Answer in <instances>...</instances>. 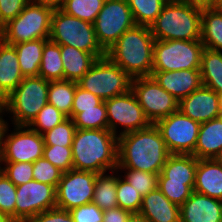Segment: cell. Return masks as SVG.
Segmentation results:
<instances>
[{
	"label": "cell",
	"mask_w": 222,
	"mask_h": 222,
	"mask_svg": "<svg viewBox=\"0 0 222 222\" xmlns=\"http://www.w3.org/2000/svg\"><path fill=\"white\" fill-rule=\"evenodd\" d=\"M105 0H63L58 8L64 13L94 23Z\"/></svg>",
	"instance_id": "32"
},
{
	"label": "cell",
	"mask_w": 222,
	"mask_h": 222,
	"mask_svg": "<svg viewBox=\"0 0 222 222\" xmlns=\"http://www.w3.org/2000/svg\"><path fill=\"white\" fill-rule=\"evenodd\" d=\"M178 110L199 123L220 117V95L201 86L179 101Z\"/></svg>",
	"instance_id": "17"
},
{
	"label": "cell",
	"mask_w": 222,
	"mask_h": 222,
	"mask_svg": "<svg viewBox=\"0 0 222 222\" xmlns=\"http://www.w3.org/2000/svg\"><path fill=\"white\" fill-rule=\"evenodd\" d=\"M168 1H181V2H189L190 3V0H168Z\"/></svg>",
	"instance_id": "57"
},
{
	"label": "cell",
	"mask_w": 222,
	"mask_h": 222,
	"mask_svg": "<svg viewBox=\"0 0 222 222\" xmlns=\"http://www.w3.org/2000/svg\"><path fill=\"white\" fill-rule=\"evenodd\" d=\"M77 82L69 80L49 81L48 104L71 118Z\"/></svg>",
	"instance_id": "29"
},
{
	"label": "cell",
	"mask_w": 222,
	"mask_h": 222,
	"mask_svg": "<svg viewBox=\"0 0 222 222\" xmlns=\"http://www.w3.org/2000/svg\"><path fill=\"white\" fill-rule=\"evenodd\" d=\"M221 150L222 117L201 123L192 155L197 159H215Z\"/></svg>",
	"instance_id": "23"
},
{
	"label": "cell",
	"mask_w": 222,
	"mask_h": 222,
	"mask_svg": "<svg viewBox=\"0 0 222 222\" xmlns=\"http://www.w3.org/2000/svg\"><path fill=\"white\" fill-rule=\"evenodd\" d=\"M216 0H190V4L200 8L214 7Z\"/></svg>",
	"instance_id": "49"
},
{
	"label": "cell",
	"mask_w": 222,
	"mask_h": 222,
	"mask_svg": "<svg viewBox=\"0 0 222 222\" xmlns=\"http://www.w3.org/2000/svg\"><path fill=\"white\" fill-rule=\"evenodd\" d=\"M155 125L171 154H192L201 123L183 115L179 110L158 120Z\"/></svg>",
	"instance_id": "14"
},
{
	"label": "cell",
	"mask_w": 222,
	"mask_h": 222,
	"mask_svg": "<svg viewBox=\"0 0 222 222\" xmlns=\"http://www.w3.org/2000/svg\"><path fill=\"white\" fill-rule=\"evenodd\" d=\"M24 79L13 45L0 38V102H2Z\"/></svg>",
	"instance_id": "20"
},
{
	"label": "cell",
	"mask_w": 222,
	"mask_h": 222,
	"mask_svg": "<svg viewBox=\"0 0 222 222\" xmlns=\"http://www.w3.org/2000/svg\"><path fill=\"white\" fill-rule=\"evenodd\" d=\"M63 172L52 165L44 157L33 163V180L46 183L57 188Z\"/></svg>",
	"instance_id": "40"
},
{
	"label": "cell",
	"mask_w": 222,
	"mask_h": 222,
	"mask_svg": "<svg viewBox=\"0 0 222 222\" xmlns=\"http://www.w3.org/2000/svg\"><path fill=\"white\" fill-rule=\"evenodd\" d=\"M107 109L108 129L116 136L147 128L151 123L132 90L104 101ZM124 126L117 134V126Z\"/></svg>",
	"instance_id": "13"
},
{
	"label": "cell",
	"mask_w": 222,
	"mask_h": 222,
	"mask_svg": "<svg viewBox=\"0 0 222 222\" xmlns=\"http://www.w3.org/2000/svg\"><path fill=\"white\" fill-rule=\"evenodd\" d=\"M55 6L31 0L22 12L0 30V38L9 45L49 39Z\"/></svg>",
	"instance_id": "5"
},
{
	"label": "cell",
	"mask_w": 222,
	"mask_h": 222,
	"mask_svg": "<svg viewBox=\"0 0 222 222\" xmlns=\"http://www.w3.org/2000/svg\"><path fill=\"white\" fill-rule=\"evenodd\" d=\"M220 117H222V94L220 95Z\"/></svg>",
	"instance_id": "56"
},
{
	"label": "cell",
	"mask_w": 222,
	"mask_h": 222,
	"mask_svg": "<svg viewBox=\"0 0 222 222\" xmlns=\"http://www.w3.org/2000/svg\"><path fill=\"white\" fill-rule=\"evenodd\" d=\"M102 101L98 96L76 85L71 118L81 113V109L95 108Z\"/></svg>",
	"instance_id": "45"
},
{
	"label": "cell",
	"mask_w": 222,
	"mask_h": 222,
	"mask_svg": "<svg viewBox=\"0 0 222 222\" xmlns=\"http://www.w3.org/2000/svg\"><path fill=\"white\" fill-rule=\"evenodd\" d=\"M16 185L0 171V212L15 220Z\"/></svg>",
	"instance_id": "42"
},
{
	"label": "cell",
	"mask_w": 222,
	"mask_h": 222,
	"mask_svg": "<svg viewBox=\"0 0 222 222\" xmlns=\"http://www.w3.org/2000/svg\"><path fill=\"white\" fill-rule=\"evenodd\" d=\"M49 40L89 52L97 59L106 55L98 43L93 23L70 16L58 7L52 14Z\"/></svg>",
	"instance_id": "7"
},
{
	"label": "cell",
	"mask_w": 222,
	"mask_h": 222,
	"mask_svg": "<svg viewBox=\"0 0 222 222\" xmlns=\"http://www.w3.org/2000/svg\"><path fill=\"white\" fill-rule=\"evenodd\" d=\"M76 126L72 118H67L53 129L43 133L45 146L72 147Z\"/></svg>",
	"instance_id": "35"
},
{
	"label": "cell",
	"mask_w": 222,
	"mask_h": 222,
	"mask_svg": "<svg viewBox=\"0 0 222 222\" xmlns=\"http://www.w3.org/2000/svg\"><path fill=\"white\" fill-rule=\"evenodd\" d=\"M201 42L204 48L222 51V11L214 7L202 8Z\"/></svg>",
	"instance_id": "26"
},
{
	"label": "cell",
	"mask_w": 222,
	"mask_h": 222,
	"mask_svg": "<svg viewBox=\"0 0 222 222\" xmlns=\"http://www.w3.org/2000/svg\"><path fill=\"white\" fill-rule=\"evenodd\" d=\"M201 13L189 2L168 1L149 27L155 40H201Z\"/></svg>",
	"instance_id": "4"
},
{
	"label": "cell",
	"mask_w": 222,
	"mask_h": 222,
	"mask_svg": "<svg viewBox=\"0 0 222 222\" xmlns=\"http://www.w3.org/2000/svg\"><path fill=\"white\" fill-rule=\"evenodd\" d=\"M97 174L92 203L101 210H107L118 206L116 189L119 176Z\"/></svg>",
	"instance_id": "31"
},
{
	"label": "cell",
	"mask_w": 222,
	"mask_h": 222,
	"mask_svg": "<svg viewBox=\"0 0 222 222\" xmlns=\"http://www.w3.org/2000/svg\"><path fill=\"white\" fill-rule=\"evenodd\" d=\"M93 25L98 43L107 51L136 23L126 0H105Z\"/></svg>",
	"instance_id": "11"
},
{
	"label": "cell",
	"mask_w": 222,
	"mask_h": 222,
	"mask_svg": "<svg viewBox=\"0 0 222 222\" xmlns=\"http://www.w3.org/2000/svg\"><path fill=\"white\" fill-rule=\"evenodd\" d=\"M33 1L39 2V3L50 4L55 7H58L62 3L63 0H33Z\"/></svg>",
	"instance_id": "52"
},
{
	"label": "cell",
	"mask_w": 222,
	"mask_h": 222,
	"mask_svg": "<svg viewBox=\"0 0 222 222\" xmlns=\"http://www.w3.org/2000/svg\"><path fill=\"white\" fill-rule=\"evenodd\" d=\"M200 73L203 86L222 94V52L204 48Z\"/></svg>",
	"instance_id": "28"
},
{
	"label": "cell",
	"mask_w": 222,
	"mask_h": 222,
	"mask_svg": "<svg viewBox=\"0 0 222 222\" xmlns=\"http://www.w3.org/2000/svg\"><path fill=\"white\" fill-rule=\"evenodd\" d=\"M128 170L123 176L130 185L137 190L142 197L156 190L158 188V175L154 173H148L135 169H125Z\"/></svg>",
	"instance_id": "39"
},
{
	"label": "cell",
	"mask_w": 222,
	"mask_h": 222,
	"mask_svg": "<svg viewBox=\"0 0 222 222\" xmlns=\"http://www.w3.org/2000/svg\"><path fill=\"white\" fill-rule=\"evenodd\" d=\"M4 166L0 167V171L16 186L33 180V163H4Z\"/></svg>",
	"instance_id": "43"
},
{
	"label": "cell",
	"mask_w": 222,
	"mask_h": 222,
	"mask_svg": "<svg viewBox=\"0 0 222 222\" xmlns=\"http://www.w3.org/2000/svg\"><path fill=\"white\" fill-rule=\"evenodd\" d=\"M116 197L118 206L130 212H139L142 204V195L125 179L117 182Z\"/></svg>",
	"instance_id": "38"
},
{
	"label": "cell",
	"mask_w": 222,
	"mask_h": 222,
	"mask_svg": "<svg viewBox=\"0 0 222 222\" xmlns=\"http://www.w3.org/2000/svg\"><path fill=\"white\" fill-rule=\"evenodd\" d=\"M60 45L48 40L43 48L38 76L48 81L64 80Z\"/></svg>",
	"instance_id": "30"
},
{
	"label": "cell",
	"mask_w": 222,
	"mask_h": 222,
	"mask_svg": "<svg viewBox=\"0 0 222 222\" xmlns=\"http://www.w3.org/2000/svg\"><path fill=\"white\" fill-rule=\"evenodd\" d=\"M68 117L51 104H46L28 127L40 134L53 129Z\"/></svg>",
	"instance_id": "36"
},
{
	"label": "cell",
	"mask_w": 222,
	"mask_h": 222,
	"mask_svg": "<svg viewBox=\"0 0 222 222\" xmlns=\"http://www.w3.org/2000/svg\"><path fill=\"white\" fill-rule=\"evenodd\" d=\"M180 222H222V201L193 191L180 206Z\"/></svg>",
	"instance_id": "19"
},
{
	"label": "cell",
	"mask_w": 222,
	"mask_h": 222,
	"mask_svg": "<svg viewBox=\"0 0 222 222\" xmlns=\"http://www.w3.org/2000/svg\"><path fill=\"white\" fill-rule=\"evenodd\" d=\"M136 25L150 26L168 0H126Z\"/></svg>",
	"instance_id": "33"
},
{
	"label": "cell",
	"mask_w": 222,
	"mask_h": 222,
	"mask_svg": "<svg viewBox=\"0 0 222 222\" xmlns=\"http://www.w3.org/2000/svg\"><path fill=\"white\" fill-rule=\"evenodd\" d=\"M194 185L195 182H168V179H158L159 190L179 207L191 196Z\"/></svg>",
	"instance_id": "37"
},
{
	"label": "cell",
	"mask_w": 222,
	"mask_h": 222,
	"mask_svg": "<svg viewBox=\"0 0 222 222\" xmlns=\"http://www.w3.org/2000/svg\"><path fill=\"white\" fill-rule=\"evenodd\" d=\"M132 78L106 55L98 58L77 85L103 101L131 90Z\"/></svg>",
	"instance_id": "8"
},
{
	"label": "cell",
	"mask_w": 222,
	"mask_h": 222,
	"mask_svg": "<svg viewBox=\"0 0 222 222\" xmlns=\"http://www.w3.org/2000/svg\"><path fill=\"white\" fill-rule=\"evenodd\" d=\"M48 90V80L40 76L24 77L2 101L4 111L13 115V124L28 126L48 103Z\"/></svg>",
	"instance_id": "6"
},
{
	"label": "cell",
	"mask_w": 222,
	"mask_h": 222,
	"mask_svg": "<svg viewBox=\"0 0 222 222\" xmlns=\"http://www.w3.org/2000/svg\"><path fill=\"white\" fill-rule=\"evenodd\" d=\"M24 222H74V220L69 211L53 208L27 218Z\"/></svg>",
	"instance_id": "47"
},
{
	"label": "cell",
	"mask_w": 222,
	"mask_h": 222,
	"mask_svg": "<svg viewBox=\"0 0 222 222\" xmlns=\"http://www.w3.org/2000/svg\"><path fill=\"white\" fill-rule=\"evenodd\" d=\"M216 162H218L222 167V150L219 152V154L214 159Z\"/></svg>",
	"instance_id": "55"
},
{
	"label": "cell",
	"mask_w": 222,
	"mask_h": 222,
	"mask_svg": "<svg viewBox=\"0 0 222 222\" xmlns=\"http://www.w3.org/2000/svg\"><path fill=\"white\" fill-rule=\"evenodd\" d=\"M53 208H56L55 186L36 180L16 186V222H24L27 218Z\"/></svg>",
	"instance_id": "16"
},
{
	"label": "cell",
	"mask_w": 222,
	"mask_h": 222,
	"mask_svg": "<svg viewBox=\"0 0 222 222\" xmlns=\"http://www.w3.org/2000/svg\"><path fill=\"white\" fill-rule=\"evenodd\" d=\"M31 0H0V29L15 19Z\"/></svg>",
	"instance_id": "46"
},
{
	"label": "cell",
	"mask_w": 222,
	"mask_h": 222,
	"mask_svg": "<svg viewBox=\"0 0 222 222\" xmlns=\"http://www.w3.org/2000/svg\"><path fill=\"white\" fill-rule=\"evenodd\" d=\"M2 113L4 114L5 112H4V107H3L2 102H0V152H1L2 134L7 124V122L4 121L2 118Z\"/></svg>",
	"instance_id": "51"
},
{
	"label": "cell",
	"mask_w": 222,
	"mask_h": 222,
	"mask_svg": "<svg viewBox=\"0 0 222 222\" xmlns=\"http://www.w3.org/2000/svg\"><path fill=\"white\" fill-rule=\"evenodd\" d=\"M72 156L73 169L114 173L118 165V137L109 129H76Z\"/></svg>",
	"instance_id": "2"
},
{
	"label": "cell",
	"mask_w": 222,
	"mask_h": 222,
	"mask_svg": "<svg viewBox=\"0 0 222 222\" xmlns=\"http://www.w3.org/2000/svg\"><path fill=\"white\" fill-rule=\"evenodd\" d=\"M155 39L150 27L135 25L106 51V56L132 79L151 76Z\"/></svg>",
	"instance_id": "3"
},
{
	"label": "cell",
	"mask_w": 222,
	"mask_h": 222,
	"mask_svg": "<svg viewBox=\"0 0 222 222\" xmlns=\"http://www.w3.org/2000/svg\"><path fill=\"white\" fill-rule=\"evenodd\" d=\"M97 173L71 169L63 172L56 188V208L71 210L92 202Z\"/></svg>",
	"instance_id": "15"
},
{
	"label": "cell",
	"mask_w": 222,
	"mask_h": 222,
	"mask_svg": "<svg viewBox=\"0 0 222 222\" xmlns=\"http://www.w3.org/2000/svg\"><path fill=\"white\" fill-rule=\"evenodd\" d=\"M193 191L222 201V167L214 159H198Z\"/></svg>",
	"instance_id": "22"
},
{
	"label": "cell",
	"mask_w": 222,
	"mask_h": 222,
	"mask_svg": "<svg viewBox=\"0 0 222 222\" xmlns=\"http://www.w3.org/2000/svg\"><path fill=\"white\" fill-rule=\"evenodd\" d=\"M131 90L151 124L178 111L179 101L152 76L133 78Z\"/></svg>",
	"instance_id": "12"
},
{
	"label": "cell",
	"mask_w": 222,
	"mask_h": 222,
	"mask_svg": "<svg viewBox=\"0 0 222 222\" xmlns=\"http://www.w3.org/2000/svg\"><path fill=\"white\" fill-rule=\"evenodd\" d=\"M6 124L1 143L0 163L28 162L34 163L43 157V135L30 129L28 126L14 125V132L7 134ZM5 138V139H4Z\"/></svg>",
	"instance_id": "10"
},
{
	"label": "cell",
	"mask_w": 222,
	"mask_h": 222,
	"mask_svg": "<svg viewBox=\"0 0 222 222\" xmlns=\"http://www.w3.org/2000/svg\"><path fill=\"white\" fill-rule=\"evenodd\" d=\"M132 212L117 206L103 211V222H127Z\"/></svg>",
	"instance_id": "48"
},
{
	"label": "cell",
	"mask_w": 222,
	"mask_h": 222,
	"mask_svg": "<svg viewBox=\"0 0 222 222\" xmlns=\"http://www.w3.org/2000/svg\"><path fill=\"white\" fill-rule=\"evenodd\" d=\"M49 39H37L13 45L17 51L18 62L24 77L38 76L42 52Z\"/></svg>",
	"instance_id": "27"
},
{
	"label": "cell",
	"mask_w": 222,
	"mask_h": 222,
	"mask_svg": "<svg viewBox=\"0 0 222 222\" xmlns=\"http://www.w3.org/2000/svg\"><path fill=\"white\" fill-rule=\"evenodd\" d=\"M139 212L149 222H180V207L157 188L142 198Z\"/></svg>",
	"instance_id": "21"
},
{
	"label": "cell",
	"mask_w": 222,
	"mask_h": 222,
	"mask_svg": "<svg viewBox=\"0 0 222 222\" xmlns=\"http://www.w3.org/2000/svg\"><path fill=\"white\" fill-rule=\"evenodd\" d=\"M170 155L155 124L118 136V171L135 169L160 174Z\"/></svg>",
	"instance_id": "1"
},
{
	"label": "cell",
	"mask_w": 222,
	"mask_h": 222,
	"mask_svg": "<svg viewBox=\"0 0 222 222\" xmlns=\"http://www.w3.org/2000/svg\"><path fill=\"white\" fill-rule=\"evenodd\" d=\"M214 8L217 9V10L222 11V0H216Z\"/></svg>",
	"instance_id": "54"
},
{
	"label": "cell",
	"mask_w": 222,
	"mask_h": 222,
	"mask_svg": "<svg viewBox=\"0 0 222 222\" xmlns=\"http://www.w3.org/2000/svg\"><path fill=\"white\" fill-rule=\"evenodd\" d=\"M0 222H16L11 216L0 212Z\"/></svg>",
	"instance_id": "53"
},
{
	"label": "cell",
	"mask_w": 222,
	"mask_h": 222,
	"mask_svg": "<svg viewBox=\"0 0 222 222\" xmlns=\"http://www.w3.org/2000/svg\"><path fill=\"white\" fill-rule=\"evenodd\" d=\"M201 40H155L152 71L200 69Z\"/></svg>",
	"instance_id": "9"
},
{
	"label": "cell",
	"mask_w": 222,
	"mask_h": 222,
	"mask_svg": "<svg viewBox=\"0 0 222 222\" xmlns=\"http://www.w3.org/2000/svg\"><path fill=\"white\" fill-rule=\"evenodd\" d=\"M72 120L76 129H108L105 102L95 108L81 109V113H77Z\"/></svg>",
	"instance_id": "34"
},
{
	"label": "cell",
	"mask_w": 222,
	"mask_h": 222,
	"mask_svg": "<svg viewBox=\"0 0 222 222\" xmlns=\"http://www.w3.org/2000/svg\"><path fill=\"white\" fill-rule=\"evenodd\" d=\"M43 157L62 172L73 169L72 147L44 146Z\"/></svg>",
	"instance_id": "41"
},
{
	"label": "cell",
	"mask_w": 222,
	"mask_h": 222,
	"mask_svg": "<svg viewBox=\"0 0 222 222\" xmlns=\"http://www.w3.org/2000/svg\"><path fill=\"white\" fill-rule=\"evenodd\" d=\"M127 222H149L140 212H133L130 214Z\"/></svg>",
	"instance_id": "50"
},
{
	"label": "cell",
	"mask_w": 222,
	"mask_h": 222,
	"mask_svg": "<svg viewBox=\"0 0 222 222\" xmlns=\"http://www.w3.org/2000/svg\"><path fill=\"white\" fill-rule=\"evenodd\" d=\"M198 159L192 154H171L158 179L168 182H195Z\"/></svg>",
	"instance_id": "25"
},
{
	"label": "cell",
	"mask_w": 222,
	"mask_h": 222,
	"mask_svg": "<svg viewBox=\"0 0 222 222\" xmlns=\"http://www.w3.org/2000/svg\"><path fill=\"white\" fill-rule=\"evenodd\" d=\"M151 76L178 101L187 97L203 85L200 69L152 71Z\"/></svg>",
	"instance_id": "18"
},
{
	"label": "cell",
	"mask_w": 222,
	"mask_h": 222,
	"mask_svg": "<svg viewBox=\"0 0 222 222\" xmlns=\"http://www.w3.org/2000/svg\"><path fill=\"white\" fill-rule=\"evenodd\" d=\"M69 213L74 222H103V210L92 202L72 208Z\"/></svg>",
	"instance_id": "44"
},
{
	"label": "cell",
	"mask_w": 222,
	"mask_h": 222,
	"mask_svg": "<svg viewBox=\"0 0 222 222\" xmlns=\"http://www.w3.org/2000/svg\"><path fill=\"white\" fill-rule=\"evenodd\" d=\"M64 80L78 82L92 67L97 58L75 47L60 45Z\"/></svg>",
	"instance_id": "24"
}]
</instances>
